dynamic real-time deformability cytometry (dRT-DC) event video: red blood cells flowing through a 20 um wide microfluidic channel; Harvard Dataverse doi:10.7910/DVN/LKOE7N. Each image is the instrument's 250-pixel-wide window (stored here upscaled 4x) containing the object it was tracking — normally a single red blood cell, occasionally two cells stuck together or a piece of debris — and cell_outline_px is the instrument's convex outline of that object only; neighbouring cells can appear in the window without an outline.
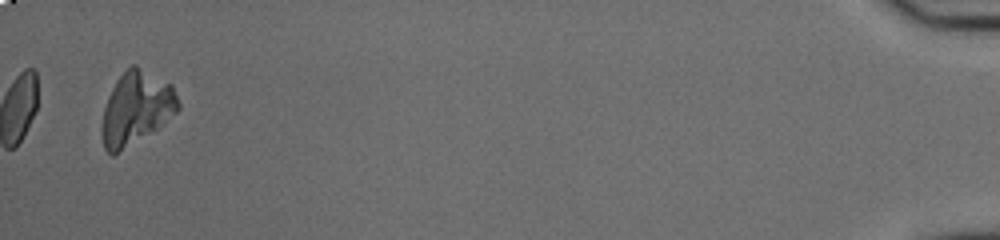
{"species": "common noctule bat (a hibernating species)", "species_latin": "Nyctalus noctula", "temperature_condition": "cold", "stored_images_in_passage": 36, "camera_frame_rate_fps": 3000, "um_per_image_px": 0.085, "animal": {"sex": "male", "body_mass_g": 20.0, "forearm_length_mm": 53.3}, "frame": {"image": 1, "passage_image": 36, "time_ms": 11.667, "image_size_px": [1000, 240], "cell_outline_px": [[180, 108], [176, 112], [156, 128], [112, 156], [104, 148], [100, 132], [100, 128], [104, 108], [108, 96], [116, 80], [132, 64], [136, 64], [172, 84], [180, 104]], "centroid_in_image_um": [11.55, 9.17], "position_along_channel_um": 423.6, "area_um2": 32.19}}